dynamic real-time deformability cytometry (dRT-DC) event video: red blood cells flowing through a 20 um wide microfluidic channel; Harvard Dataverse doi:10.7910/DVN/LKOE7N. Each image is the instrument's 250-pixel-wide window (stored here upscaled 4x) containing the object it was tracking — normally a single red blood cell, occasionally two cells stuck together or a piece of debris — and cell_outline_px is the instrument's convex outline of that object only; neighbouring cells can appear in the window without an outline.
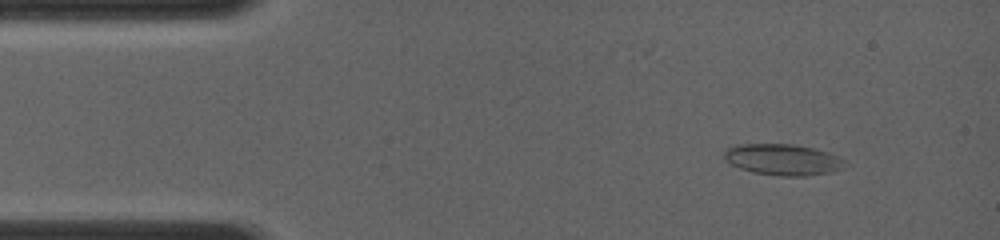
{"species": "common noctule bat (a hibernating species)", "species_latin": "Nyctalus noctula", "temperature_condition": "room temperature", "stored_images_in_passage": 6, "camera_frame_rate_fps": 4000, "um_per_image_px": 0.085, "animal": {"sex": "female", "body_mass_g": 19.0, "forearm_length_mm": 56.7}, "frame": {"image": 1, "passage_image": 1, "time_ms": 0.0, "image_size_px": [1000, 240], "cell_outline_px": [[848, 164], [844, 168], [832, 172], [804, 176], [780, 176], [752, 172], [740, 168], [724, 160], [724, 152], [728, 148], [736, 144], [792, 144], [812, 148], [828, 152], [844, 160]], "centroid_in_image_um": [66.55, 13.57], "position_along_channel_um": 18.4, "area_um2": 21.96}}
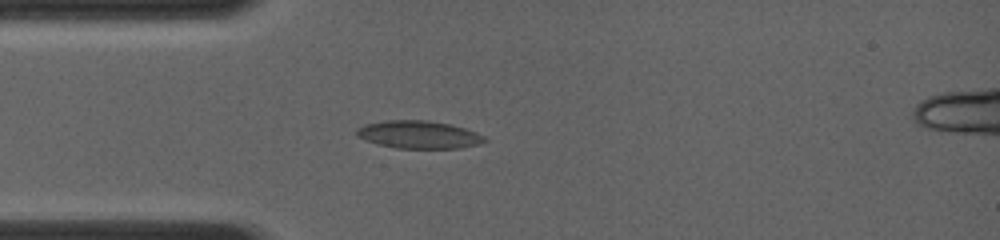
{"frame": {"image": 2, "passage_image": 4, "time_ms": 2.25, "image_size_px": [1000, 240], "cell_outline_px": [[488, 140], [480, 144], [460, 148], [396, 148], [376, 144], [356, 136], [356, 128], [364, 124], [388, 120], [428, 120], [448, 124], [464, 128], [476, 132], [484, 136]], "centroid_in_image_um": [35.58, 11.44], "position_along_channel_um": 49.4, "area_um2": 20.75}}
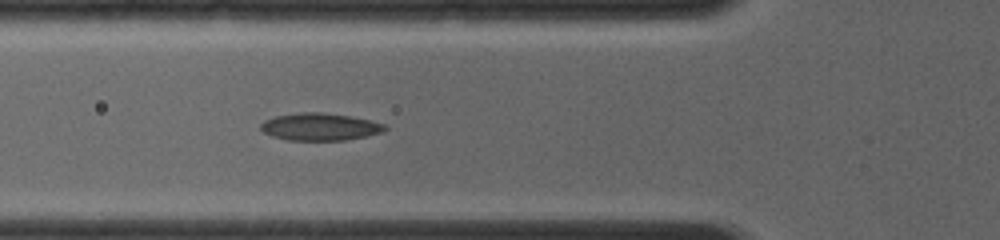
{"frame": {"image": 3, "passage_image": 6, "time_ms": 3.5, "image_size_px": [1000, 240], "cell_outline_px": [[388, 128], [384, 132], [348, 140], [288, 140], [272, 136], [264, 132], [260, 128], [260, 124], [264, 120], [276, 116], [300, 112], [324, 112], [352, 116], [384, 124]], "centroid_in_image_um": [27.21, 10.77], "position_along_channel_um": 98.6, "area_um2": 19.88}}